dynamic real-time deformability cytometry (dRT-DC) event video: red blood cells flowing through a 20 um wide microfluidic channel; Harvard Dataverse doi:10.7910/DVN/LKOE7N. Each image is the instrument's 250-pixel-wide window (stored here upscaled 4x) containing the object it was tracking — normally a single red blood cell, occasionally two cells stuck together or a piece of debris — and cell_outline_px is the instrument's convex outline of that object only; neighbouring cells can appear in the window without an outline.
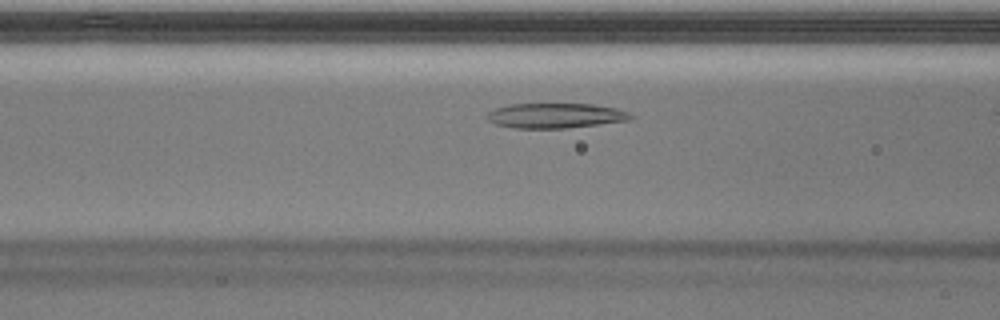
{"species": "Egyptian fruit bat (a non-hibernating species)", "species_latin": "Rousettus aegyptiacus", "temperature_condition": "warm", "stored_images_in_passage": 8, "camera_frame_rate_fps": 3000, "um_per_image_px": 0.085, "animal": {"sex": "male"}, "frame": {"image": 1, "passage_image": 7, "time_ms": 2.0, "image_size_px": [1000, 320], "cell_outline_px": [[632, 120], [564, 128], [512, 128], [496, 124], [488, 120], [484, 116], [488, 112], [496, 108], [508, 104], [592, 104], [616, 108], [628, 112], [632, 116]], "centroid_in_image_um": [47.18, 9.82], "position_along_channel_um": 119.4, "area_um2": 20.87}}